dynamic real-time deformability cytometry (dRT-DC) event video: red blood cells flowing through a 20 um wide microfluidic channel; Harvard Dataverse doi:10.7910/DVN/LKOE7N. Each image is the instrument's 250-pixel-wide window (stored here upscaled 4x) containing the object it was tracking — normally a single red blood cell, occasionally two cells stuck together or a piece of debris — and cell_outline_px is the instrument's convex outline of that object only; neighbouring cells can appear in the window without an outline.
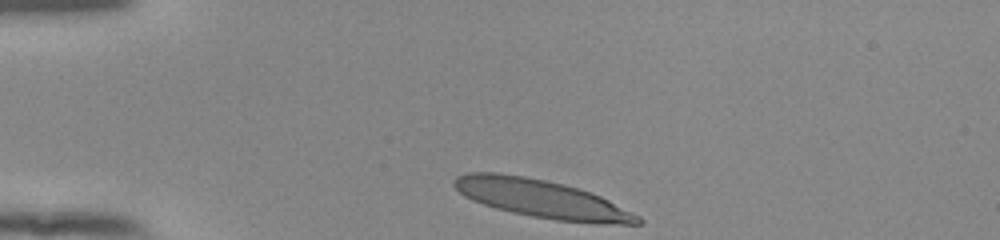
{"species": "human", "species_latin": "Homo sapiens", "temperature_condition": "room temperature", "stored_images_in_passage": 33, "camera_frame_rate_fps": 3000, "um_per_image_px": 0.085, "donor": {"sex": "female"}, "frame": {"image": 1, "passage_image": 1, "time_ms": 0.0, "image_size_px": [1000, 240], "cell_outline_px": [[644, 224], [596, 224], [556, 220], [532, 216], [512, 212], [496, 208], [472, 200], [464, 196], [452, 184], [452, 180], [456, 176], [468, 172], [496, 172], [524, 176], [564, 184], [600, 196], [640, 216], [644, 220]], "centroid_in_image_um": [46.04, 16.9], "position_along_channel_um": 39.0, "area_um2": 40.63}}
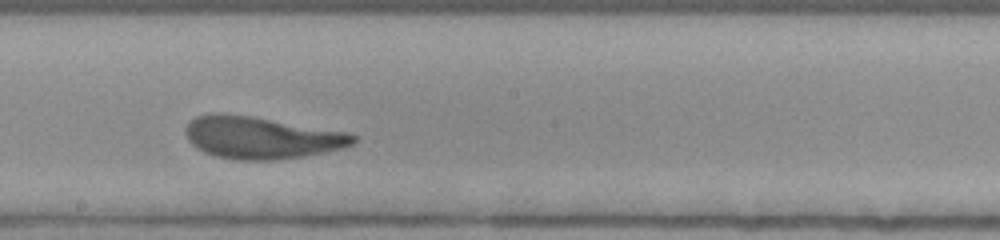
{"frame": {"image": 2, "passage_image": 19, "time_ms": 6.0, "image_size_px": [1000, 240], "cell_outline_px": [[356, 140], [352, 144], [340, 148], [304, 156], [272, 160], [236, 160], [216, 156], [204, 152], [196, 148], [188, 140], [184, 128], [188, 120], [196, 116], [216, 112], [224, 112], [252, 116], [348, 132], [356, 136]], "centroid_in_image_um": [22.14, 11.68], "position_along_channel_um": 226.1, "area_um2": 41.33}}
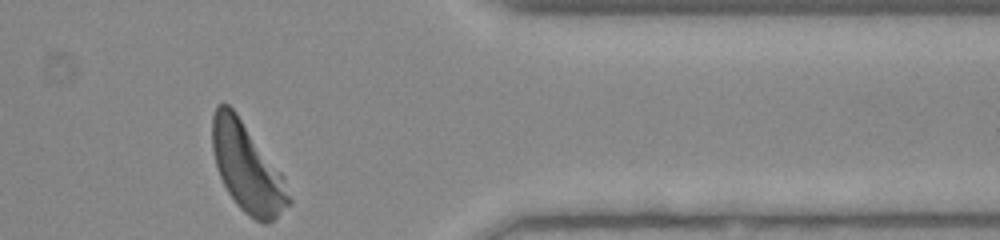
{"frame": {"image": 3, "passage_image": 33, "time_ms": 10.667, "image_size_px": [1000, 240], "cell_outline_px": [[292, 200], [268, 224], [264, 224], [248, 216], [236, 204], [228, 192], [220, 176], [216, 164], [212, 148], [212, 116], [216, 104], [228, 104], [236, 112], [284, 176]], "centroid_in_image_um": [21.0, 14.25], "position_along_channel_um": 390.4, "area_um2": 39.13}, "authors_computed_cell_mechanics": {"area_um2": 40.5756, "velocity_mm_per_s": 3.8415, "shape_relaxation_time_tau1_ms": 4.4195, "shape_relaxation_time_tau2_ms": 0.9169, "deformation_change_tau1": 0.2229, "deformation_change_tau2": 0.0928}}